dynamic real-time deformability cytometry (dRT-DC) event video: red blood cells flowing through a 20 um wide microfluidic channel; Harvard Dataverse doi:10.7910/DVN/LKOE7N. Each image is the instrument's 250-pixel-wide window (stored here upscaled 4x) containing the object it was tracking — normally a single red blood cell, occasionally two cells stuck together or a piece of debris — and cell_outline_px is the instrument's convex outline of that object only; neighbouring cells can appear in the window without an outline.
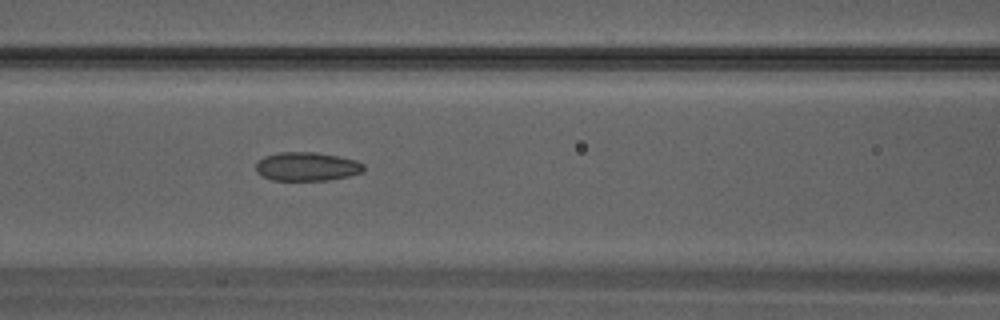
{"species": "Egyptian fruit bat (a non-hibernating species)", "species_latin": "Rousettus aegyptiacus", "temperature_condition": "warm", "stored_images_in_passage": 33, "camera_frame_rate_fps": 3000, "um_per_image_px": 0.085, "animal": {"sex": "male"}, "frame": {"image": 1, "passage_image": 15, "time_ms": 4.667, "image_size_px": [1000, 320], "cell_outline_px": [[364, 172], [348, 176], [328, 180], [272, 180], [260, 176], [256, 172], [256, 160], [264, 156], [280, 152], [316, 152], [356, 160], [364, 164]], "centroid_in_image_um": [26.05, 14.16], "position_along_channel_um": 140.6, "area_um2": 18.21}}
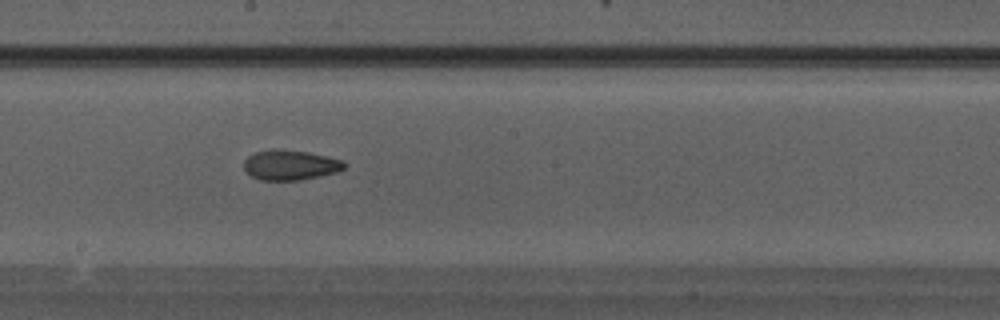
{"frame": {"image": 2, "passage_image": 19, "time_ms": 6.0, "image_size_px": [1000, 320], "cell_outline_px": [[348, 164], [344, 168], [336, 172], [300, 180], [260, 180], [252, 176], [244, 168], [244, 160], [248, 156], [256, 152], [272, 148], [276, 148], [308, 152], [344, 160]], "centroid_in_image_um": [24.68, 14.01], "position_along_channel_um": 223.5, "area_um2": 17.63}}